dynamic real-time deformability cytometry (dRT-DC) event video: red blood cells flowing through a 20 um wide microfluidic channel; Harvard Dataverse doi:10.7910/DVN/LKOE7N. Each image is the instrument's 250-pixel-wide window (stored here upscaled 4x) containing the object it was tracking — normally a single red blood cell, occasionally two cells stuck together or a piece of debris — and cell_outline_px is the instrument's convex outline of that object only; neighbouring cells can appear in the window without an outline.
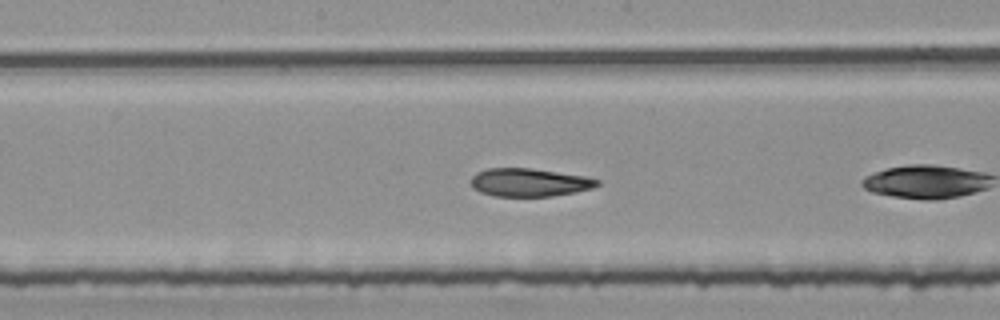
{"species": "common noctule bat (a hibernating species)", "species_latin": "Nyctalus noctula", "temperature_condition": "room temperature", "stored_images_in_passage": 16, "camera_frame_rate_fps": 3000, "um_per_image_px": 0.085, "animal": {"sex": "female", "body_mass_g": 25.1}, "frame": {"image": 1, "passage_image": 12, "time_ms": 3.667, "image_size_px": [1000, 320], "cell_outline_px": [[600, 184], [592, 188], [576, 192], [552, 196], [496, 196], [480, 192], [472, 188], [472, 176], [476, 172], [488, 168], [532, 168], [584, 176], [600, 180]], "centroid_in_image_um": [44.99, 15.5], "position_along_channel_um": 203.2, "area_um2": 20.69}}